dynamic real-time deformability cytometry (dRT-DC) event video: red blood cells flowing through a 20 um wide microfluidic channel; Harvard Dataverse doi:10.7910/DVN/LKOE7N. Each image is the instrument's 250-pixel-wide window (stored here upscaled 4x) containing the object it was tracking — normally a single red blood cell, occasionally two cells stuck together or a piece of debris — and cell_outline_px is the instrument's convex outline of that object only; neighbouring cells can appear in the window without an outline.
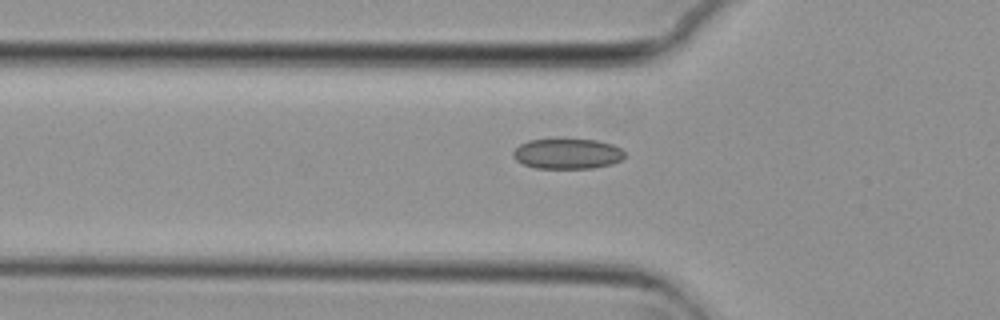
{"species": "common noctule bat (a hibernating species)", "species_latin": "Nyctalus noctula", "temperature_condition": "cold", "stored_images_in_passage": 49, "camera_frame_rate_fps": 3000, "um_per_image_px": 0.085, "animal": {"sex": "female", "body_mass_g": 29.2, "forearm_length_mm": 56.3}, "frame": {"image": 1, "passage_image": 19, "time_ms": 6.0, "image_size_px": [1000, 320], "cell_outline_px": [[624, 156], [620, 160], [612, 164], [592, 168], [536, 168], [524, 164], [516, 160], [512, 156], [512, 152], [520, 144], [528, 140], [556, 136], [596, 140], [612, 144], [620, 148], [624, 152]], "centroid_in_image_um": [48.18, 13.01], "position_along_channel_um": 77.6, "area_um2": 20.46}}
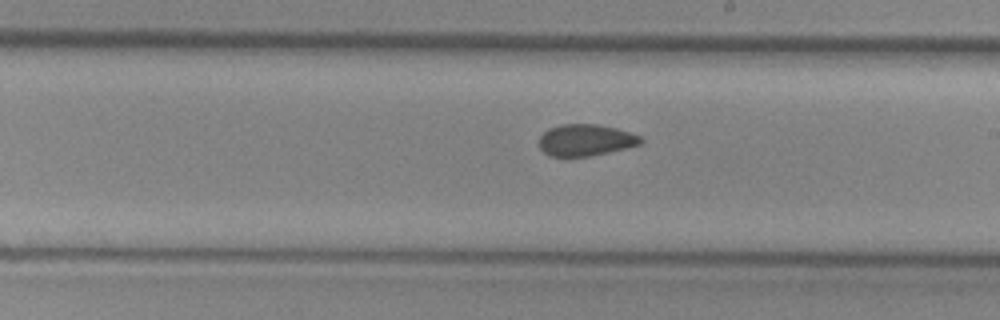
{"frame": {"image": 2, "passage_image": 32, "time_ms": 10.333, "image_size_px": [1000, 320], "cell_outline_px": [[644, 140], [640, 144], [592, 156], [548, 156], [540, 148], [540, 136], [548, 128], [564, 124], [596, 124], [616, 128], [640, 136]], "centroid_in_image_um": [49.76, 11.91], "position_along_channel_um": 239.2, "area_um2": 18.55}}
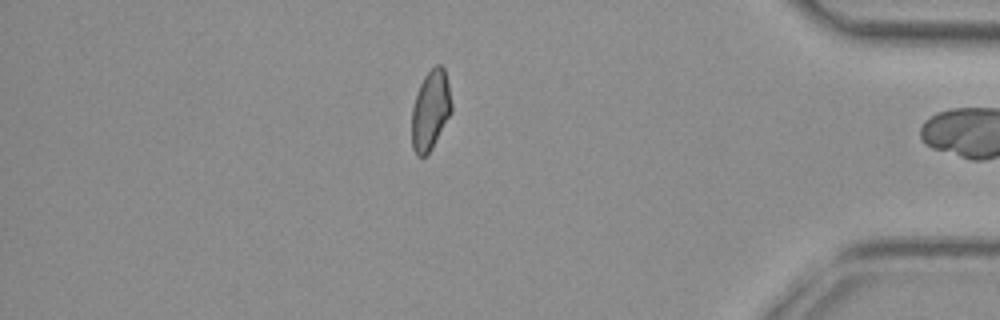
{"frame": {"image": 3, "passage_image": 48, "time_ms": 15.667, "image_size_px": [1000, 320], "cell_outline_px": [[452, 112], [432, 148], [424, 156], [416, 156], [412, 148], [412, 108], [416, 92], [424, 76], [436, 64], [440, 64], [444, 68], [448, 84], [452, 104]], "centroid_in_image_um": [36.58, 9.36], "position_along_channel_um": 398.6, "area_um2": 18.5}, "authors_computed_cell_mechanics": {"area_um2": 19.941, "velocity_mm_per_s": 3.7218, "shape_relaxation_time_tau1_ms": null, "shape_relaxation_time_tau2_ms": 2.3111, "deformation_change_tau1": null, "deformation_change_tau2": 0.0725}}